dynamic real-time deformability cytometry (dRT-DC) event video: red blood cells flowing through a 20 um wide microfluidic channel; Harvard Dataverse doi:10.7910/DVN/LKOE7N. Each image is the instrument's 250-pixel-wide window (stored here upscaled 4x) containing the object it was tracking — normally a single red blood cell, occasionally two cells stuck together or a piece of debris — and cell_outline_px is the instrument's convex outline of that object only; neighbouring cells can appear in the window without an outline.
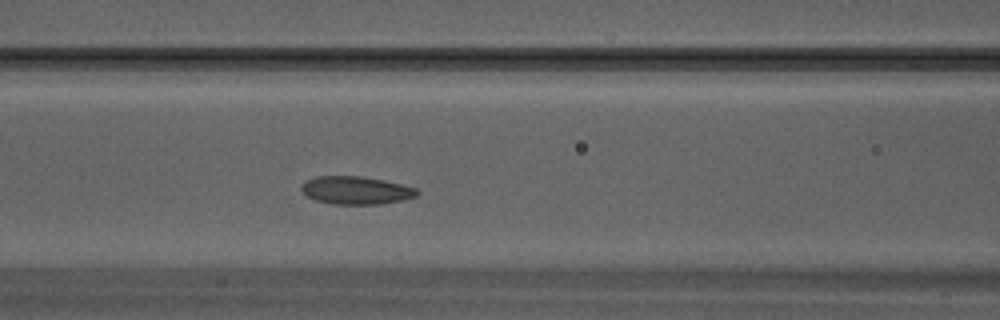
{"species": "Egyptian fruit bat (a non-hibernating species)", "species_latin": "Rousettus aegyptiacus", "temperature_condition": "warm", "stored_images_in_passage": 19, "camera_frame_rate_fps": 3000, "um_per_image_px": 0.085, "animal": {"sex": "male"}, "frame": {"image": 1, "passage_image": 11, "time_ms": 3.333, "image_size_px": [1000, 320], "cell_outline_px": [[420, 192], [416, 196], [384, 204], [332, 204], [316, 200], [308, 196], [300, 188], [304, 180], [316, 176], [360, 176], [384, 180], [416, 188]], "centroid_in_image_um": [30.24, 16.17], "position_along_channel_um": 136.4, "area_um2": 18.79}}